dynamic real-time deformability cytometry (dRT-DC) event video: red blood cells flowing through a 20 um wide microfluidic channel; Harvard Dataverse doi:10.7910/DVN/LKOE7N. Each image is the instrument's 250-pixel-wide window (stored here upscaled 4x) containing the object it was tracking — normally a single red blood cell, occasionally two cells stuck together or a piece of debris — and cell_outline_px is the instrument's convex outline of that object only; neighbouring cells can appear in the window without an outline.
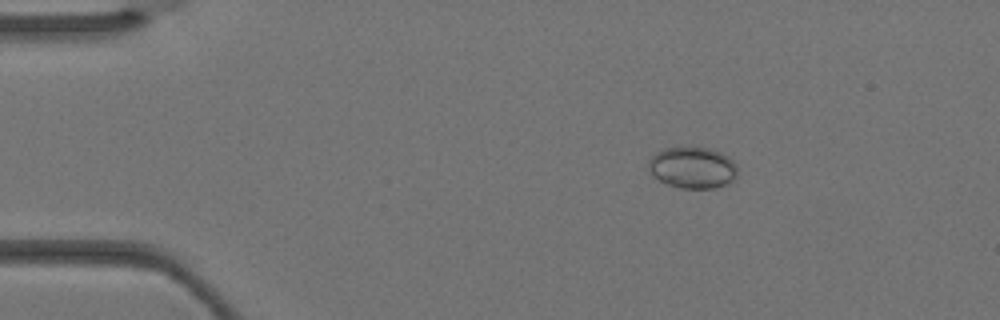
{"species": "Egyptian fruit bat (a non-hibernating species)", "species_latin": "Rousettus aegyptiacus", "temperature_condition": "warm", "stored_images_in_passage": 3, "camera_frame_rate_fps": 3000, "um_per_image_px": 0.085, "animal": {"sex": "female"}, "frame": {"image": 1, "passage_image": 2, "time_ms": 0.333, "image_size_px": [1000, 320], "cell_outline_px": [[736, 176], [728, 184], [712, 188], [680, 188], [668, 184], [652, 176], [648, 168], [648, 160], [656, 152], [664, 148], [708, 148], [720, 152], [728, 156], [736, 164]], "centroid_in_image_um": [58.85, 14.25], "position_along_channel_um": 26.2, "area_um2": 21.39}}